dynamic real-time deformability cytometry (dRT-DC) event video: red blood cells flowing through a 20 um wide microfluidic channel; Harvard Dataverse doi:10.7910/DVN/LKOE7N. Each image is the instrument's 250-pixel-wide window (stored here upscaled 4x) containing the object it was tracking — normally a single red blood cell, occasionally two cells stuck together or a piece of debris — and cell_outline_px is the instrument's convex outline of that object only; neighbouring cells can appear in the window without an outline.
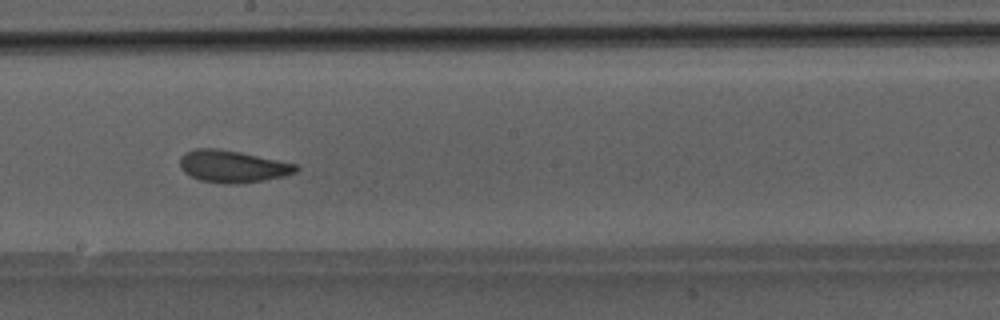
{"species": "Egyptian fruit bat (a non-hibernating species)", "species_latin": "Rousettus aegyptiacus", "temperature_condition": "room temperature", "stored_images_in_passage": 32, "camera_frame_rate_fps": 3000, "um_per_image_px": 0.085, "animal": {"sex": "male"}, "frame": {"image": 1, "passage_image": 27, "time_ms": 8.667, "image_size_px": [1000, 320], "cell_outline_px": [[300, 168], [296, 172], [284, 176], [264, 180], [236, 184], [228, 184], [200, 180], [184, 172], [180, 168], [180, 156], [184, 152], [196, 148], [216, 148], [240, 152], [296, 164]], "centroid_in_image_um": [19.75, 14.14], "position_along_channel_um": 228.5, "area_um2": 21.68}}